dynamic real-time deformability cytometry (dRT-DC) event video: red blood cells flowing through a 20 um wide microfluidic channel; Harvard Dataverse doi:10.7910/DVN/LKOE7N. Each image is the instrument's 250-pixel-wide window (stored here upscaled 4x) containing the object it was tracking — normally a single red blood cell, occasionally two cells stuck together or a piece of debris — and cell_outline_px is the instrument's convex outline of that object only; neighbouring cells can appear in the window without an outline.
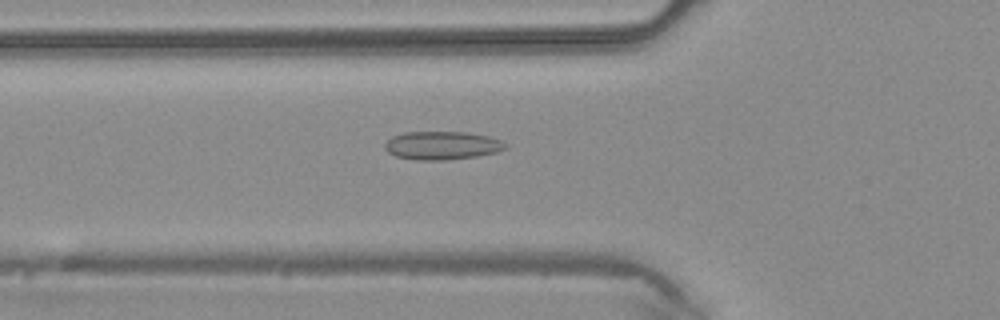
{"species": "common noctule bat (a hibernating species)", "species_latin": "Nyctalus noctula", "temperature_condition": "warm", "stored_images_in_passage": 43, "camera_frame_rate_fps": 3000, "um_per_image_px": 0.085, "animal": {"sex": "male", "body_mass_g": 20.4}, "frame": {"image": 1, "passage_image": 15, "time_ms": 4.667, "image_size_px": [1000, 320], "cell_outline_px": [[508, 144], [504, 148], [496, 152], [476, 156], [444, 160], [416, 160], [396, 156], [388, 152], [384, 148], [384, 144], [392, 136], [404, 132], [468, 132], [488, 136], [500, 140]], "centroid_in_image_um": [37.55, 12.36], "position_along_channel_um": 88.3, "area_um2": 19.83}}
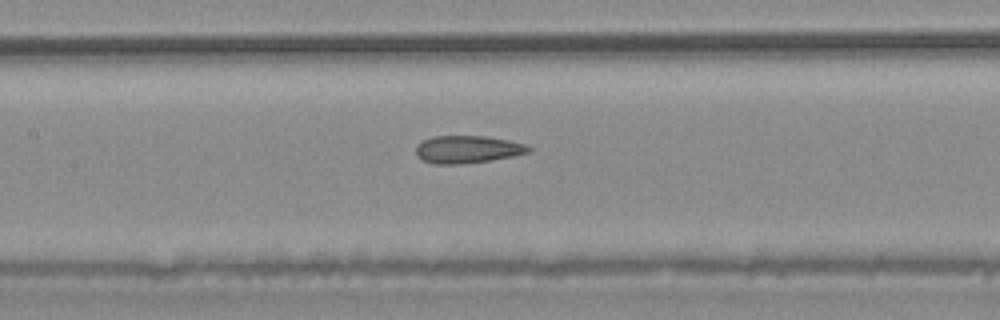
{"frame": {"image": 2, "passage_image": 20, "time_ms": 6.333, "image_size_px": [1000, 320], "cell_outline_px": [[532, 148], [528, 152], [512, 156], [488, 160], [460, 164], [436, 164], [420, 160], [416, 156], [416, 144], [432, 136], [484, 136], [508, 140], [524, 144]], "centroid_in_image_um": [39.67, 12.69], "position_along_channel_um": 167.7, "area_um2": 17.98}}
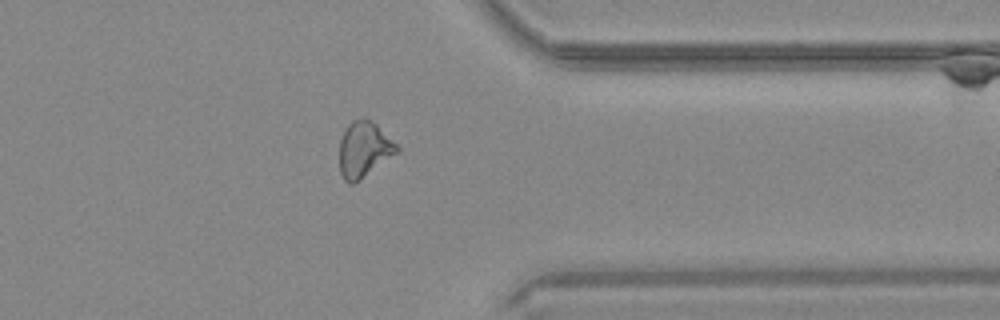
{"frame": {"image": 3, "passage_image": 34, "time_ms": 11.0, "image_size_px": [1000, 320], "cell_outline_px": [[400, 152], [352, 184], [348, 184], [344, 180], [340, 172], [340, 140], [348, 124], [352, 120], [360, 116], [364, 116], [376, 124], [400, 148]], "centroid_in_image_um": [30.94, 12.68], "position_along_channel_um": 380.5, "area_um2": 18.61}}